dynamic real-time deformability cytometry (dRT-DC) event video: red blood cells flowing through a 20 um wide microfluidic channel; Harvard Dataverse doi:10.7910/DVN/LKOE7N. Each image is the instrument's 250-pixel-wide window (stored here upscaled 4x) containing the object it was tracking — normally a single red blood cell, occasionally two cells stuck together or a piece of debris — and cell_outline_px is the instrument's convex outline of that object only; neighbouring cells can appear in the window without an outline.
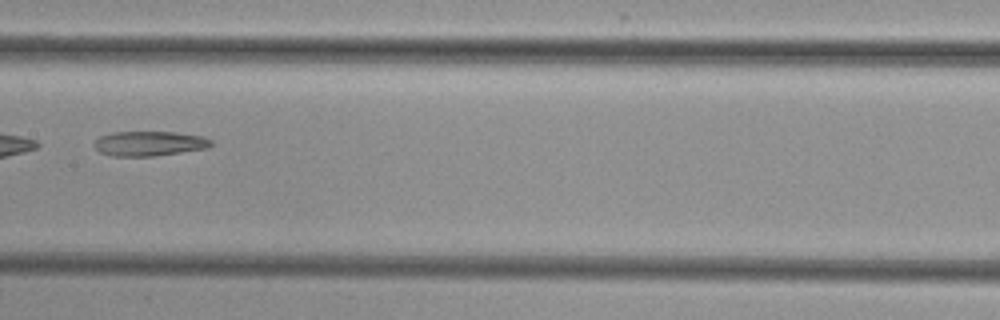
{"species": "common noctule bat (a hibernating species)", "species_latin": "Nyctalus noctula", "temperature_condition": "cold", "stored_images_in_passage": 7, "camera_frame_rate_fps": 3000, "um_per_image_px": 0.085, "animal": {"sex": "female", "body_mass_g": 29.2, "forearm_length_mm": 56.3}, "frame": {"image": 1, "passage_image": 7, "time_ms": 7.667, "image_size_px": [1000, 320], "cell_outline_px": [[212, 144], [208, 148], [156, 156], [112, 156], [100, 152], [92, 144], [100, 136], [112, 132], [176, 132], [204, 136], [212, 140]], "centroid_in_image_um": [12.71, 12.2], "position_along_channel_um": 194.7, "area_um2": 16.99}}